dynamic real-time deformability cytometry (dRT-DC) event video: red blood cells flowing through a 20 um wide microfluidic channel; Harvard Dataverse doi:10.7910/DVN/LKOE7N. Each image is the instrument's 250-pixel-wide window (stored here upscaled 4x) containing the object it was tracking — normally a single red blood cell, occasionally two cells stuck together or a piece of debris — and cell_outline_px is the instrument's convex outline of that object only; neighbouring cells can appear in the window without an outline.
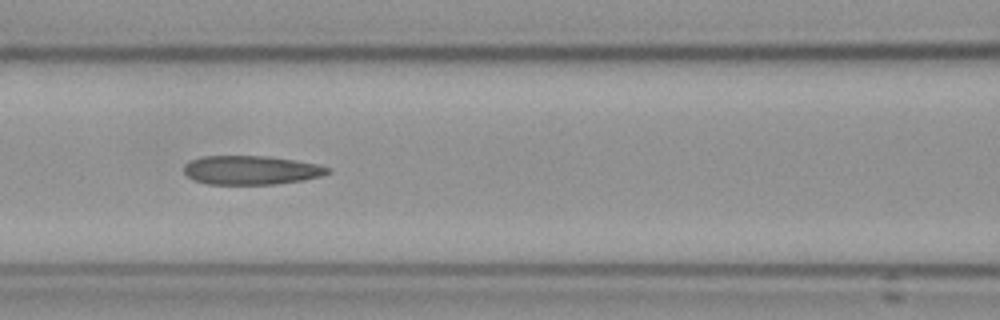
{"species": "Egyptian fruit bat (a non-hibernating species)", "species_latin": "Rousettus aegyptiacus", "temperature_condition": "cold", "stored_images_in_passage": 9, "camera_frame_rate_fps": 3000, "um_per_image_px": 0.085, "frame": {"image": 1, "passage_image": 6, "time_ms": 5.667, "image_size_px": [1000, 320], "cell_outline_px": [[332, 172], [320, 176], [304, 180], [276, 184], [208, 184], [196, 180], [188, 176], [184, 172], [184, 164], [192, 160], [204, 156], [268, 156], [296, 160], [316, 164], [332, 168]], "centroid_in_image_um": [21.39, 14.46], "position_along_channel_um": 145.2, "area_um2": 24.22}}